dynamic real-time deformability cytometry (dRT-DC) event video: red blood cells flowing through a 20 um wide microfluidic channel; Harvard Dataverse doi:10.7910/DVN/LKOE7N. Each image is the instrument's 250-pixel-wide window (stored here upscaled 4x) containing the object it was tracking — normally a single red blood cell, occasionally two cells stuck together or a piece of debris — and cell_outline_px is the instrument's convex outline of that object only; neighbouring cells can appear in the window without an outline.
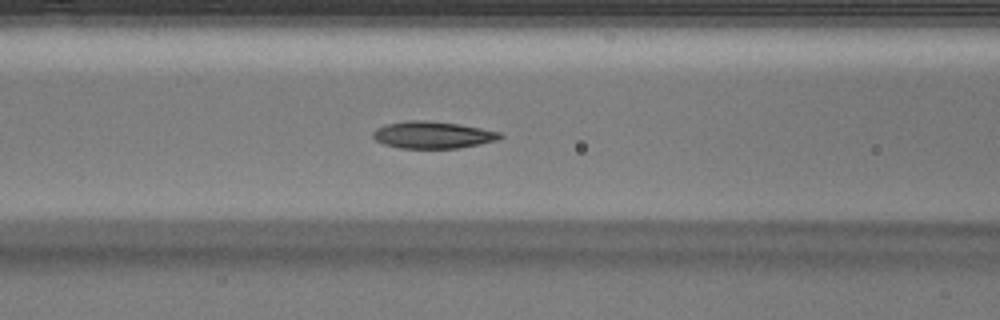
{"species": "Egyptian fruit bat (a non-hibernating species)", "species_latin": "Rousettus aegyptiacus", "temperature_condition": "warm", "stored_images_in_passage": 43, "camera_frame_rate_fps": 3000, "um_per_image_px": 0.085, "animal": {"sex": "male"}, "frame": {"image": 1, "passage_image": 13, "time_ms": 4.0, "image_size_px": [1000, 320], "cell_outline_px": [[504, 136], [496, 140], [480, 144], [460, 148], [400, 148], [384, 144], [376, 140], [372, 136], [372, 132], [376, 128], [384, 124], [404, 120], [424, 120], [460, 124], [500, 132]], "centroid_in_image_um": [36.74, 11.46], "position_along_channel_um": 129.9, "area_um2": 20.11}}
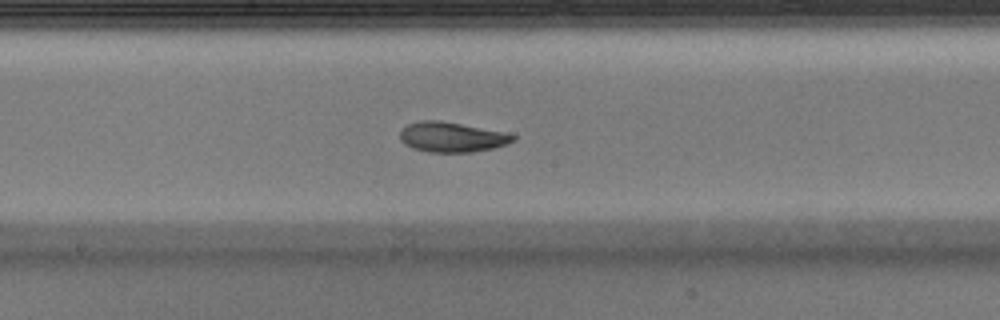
{"frame": {"image": 2, "passage_image": 19, "time_ms": 6.0, "image_size_px": [1000, 320], "cell_outline_px": [[516, 140], [508, 144], [492, 148], [472, 152], [428, 152], [412, 148], [404, 144], [400, 140], [400, 132], [408, 124], [420, 120], [440, 120], [504, 132], [516, 136]], "centroid_in_image_um": [38.39, 11.65], "position_along_channel_um": 209.8, "area_um2": 19.77}}
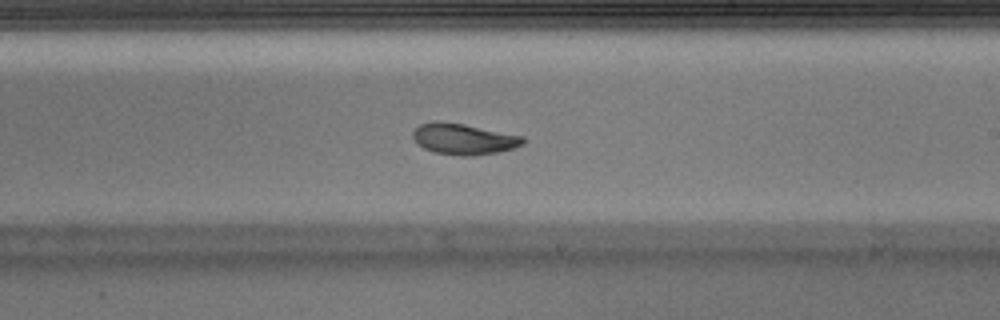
{"frame": {"image": 3, "passage_image": 22, "time_ms": 7.0, "image_size_px": [1000, 320], "cell_outline_px": [[524, 144], [512, 148], [496, 152], [476, 156], [460, 156], [432, 152], [416, 144], [412, 136], [412, 132], [420, 124], [432, 120], [436, 120], [464, 124], [524, 136]], "centroid_in_image_um": [39.36, 11.81], "position_along_channel_um": 249.6, "area_um2": 20.11}, "authors_computed_cell_mechanics": {"area_um2": 20.1144, "velocity_mm_per_s": 3.9987, "shape_relaxation_time_tau1_ms": 2.9689, "shape_relaxation_time_tau2_ms": 2.083, "deformation_change_tau1": 0.1539, "deformation_change_tau2": 0.0518}}